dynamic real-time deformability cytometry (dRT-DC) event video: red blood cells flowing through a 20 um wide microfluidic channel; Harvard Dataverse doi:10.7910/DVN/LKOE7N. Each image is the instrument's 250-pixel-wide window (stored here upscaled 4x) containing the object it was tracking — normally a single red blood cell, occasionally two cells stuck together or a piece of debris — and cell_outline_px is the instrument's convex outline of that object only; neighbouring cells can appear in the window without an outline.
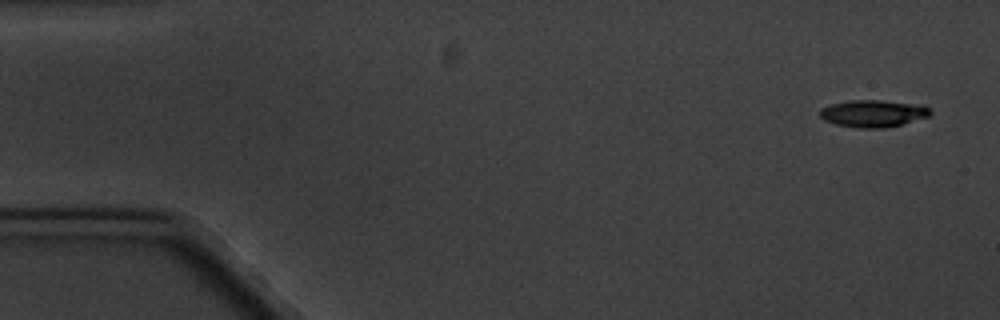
{"species": "common noctule bat (a hibernating species)", "species_latin": "Nyctalus noctula", "temperature_condition": "cold", "stored_images_in_passage": 4, "camera_frame_rate_fps": 3000, "um_per_image_px": 0.085, "animal": {"sex": "male", "body_mass_g": 20.1, "forearm_length_mm": 53.5}, "frame": {"image": 1, "passage_image": 1, "time_ms": 0.0, "image_size_px": [1000, 320], "cell_outline_px": [[932, 112], [928, 116], [900, 124], [884, 128], [860, 128], [836, 124], [824, 120], [820, 116], [820, 108], [832, 104], [848, 100], [880, 100], [924, 104]], "centroid_in_image_um": [74.21, 9.63], "position_along_channel_um": 10.8, "area_um2": 17.4}}
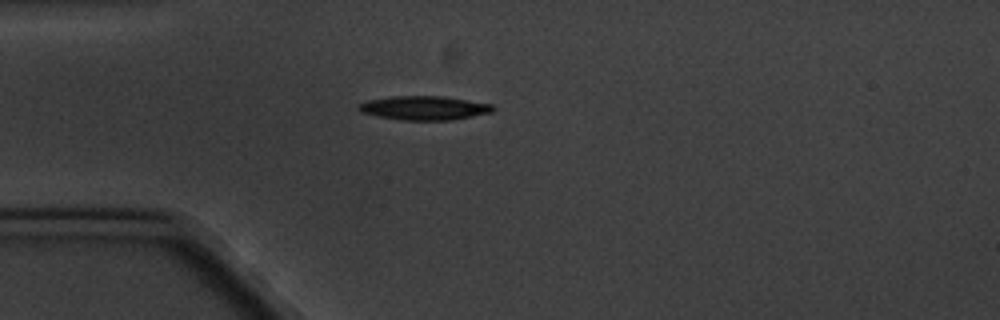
{"frame": {"image": 2, "passage_image": 4, "time_ms": 4.333, "image_size_px": [1000, 320], "cell_outline_px": [[496, 108], [492, 112], [452, 120], [400, 120], [376, 116], [360, 112], [356, 108], [360, 104], [368, 100], [392, 96], [444, 96], [492, 104]], "centroid_in_image_um": [36.05, 9.18], "position_along_channel_um": 49.0, "area_um2": 18.84}}